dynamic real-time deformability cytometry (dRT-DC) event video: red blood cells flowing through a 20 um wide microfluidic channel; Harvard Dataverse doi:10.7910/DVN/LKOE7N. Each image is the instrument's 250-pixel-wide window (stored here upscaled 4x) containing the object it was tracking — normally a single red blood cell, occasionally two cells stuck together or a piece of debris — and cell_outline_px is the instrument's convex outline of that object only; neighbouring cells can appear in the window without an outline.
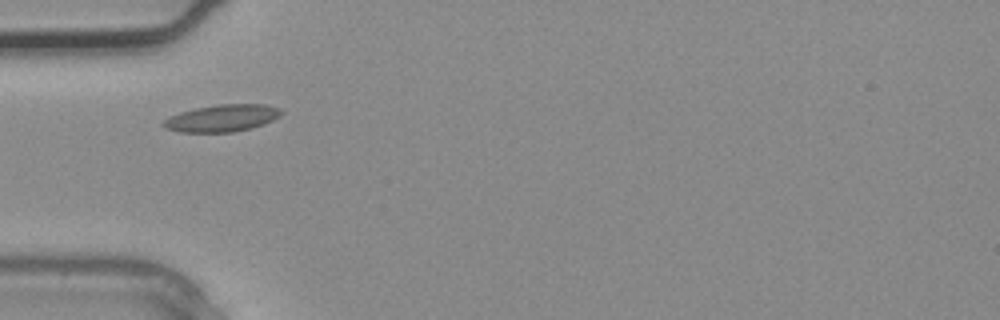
{"species": "common noctule bat (a hibernating species)", "species_latin": "Nyctalus noctula", "temperature_condition": "warm", "stored_images_in_passage": 1, "camera_frame_rate_fps": 3000, "um_per_image_px": 0.085, "animal": {"sex": "male", "body_mass_g": 20.4}, "frame": {"image": 1, "passage_image": 1, "time_ms": 0.0, "image_size_px": [1000, 320], "cell_outline_px": [[284, 112], [280, 116], [264, 124], [252, 128], [232, 132], [180, 132], [164, 128], [160, 124], [168, 116], [180, 112], [196, 108], [220, 104], [264, 104], [280, 108]], "centroid_in_image_um": [18.86, 10.04], "position_along_channel_um": 66.1, "area_um2": 18.73}}